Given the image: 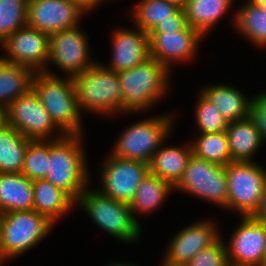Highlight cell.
<instances>
[{
  "instance_id": "1",
  "label": "cell",
  "mask_w": 266,
  "mask_h": 266,
  "mask_svg": "<svg viewBox=\"0 0 266 266\" xmlns=\"http://www.w3.org/2000/svg\"><path fill=\"white\" fill-rule=\"evenodd\" d=\"M84 136L65 135L49 140V169L45 179L66 192L75 202L92 181L83 148Z\"/></svg>"
},
{
  "instance_id": "2",
  "label": "cell",
  "mask_w": 266,
  "mask_h": 266,
  "mask_svg": "<svg viewBox=\"0 0 266 266\" xmlns=\"http://www.w3.org/2000/svg\"><path fill=\"white\" fill-rule=\"evenodd\" d=\"M171 74L165 65L151 57L140 65L119 72L122 111L127 115L146 113L168 95Z\"/></svg>"
},
{
  "instance_id": "3",
  "label": "cell",
  "mask_w": 266,
  "mask_h": 266,
  "mask_svg": "<svg viewBox=\"0 0 266 266\" xmlns=\"http://www.w3.org/2000/svg\"><path fill=\"white\" fill-rule=\"evenodd\" d=\"M32 88L54 124L65 135H85L72 77H60L54 70L46 68L34 73Z\"/></svg>"
},
{
  "instance_id": "4",
  "label": "cell",
  "mask_w": 266,
  "mask_h": 266,
  "mask_svg": "<svg viewBox=\"0 0 266 266\" xmlns=\"http://www.w3.org/2000/svg\"><path fill=\"white\" fill-rule=\"evenodd\" d=\"M97 63L72 77L81 114L89 112L115 117L122 111V93L118 73Z\"/></svg>"
},
{
  "instance_id": "5",
  "label": "cell",
  "mask_w": 266,
  "mask_h": 266,
  "mask_svg": "<svg viewBox=\"0 0 266 266\" xmlns=\"http://www.w3.org/2000/svg\"><path fill=\"white\" fill-rule=\"evenodd\" d=\"M88 186L76 201L95 225L122 243L134 244L143 232L128 203L113 200Z\"/></svg>"
},
{
  "instance_id": "6",
  "label": "cell",
  "mask_w": 266,
  "mask_h": 266,
  "mask_svg": "<svg viewBox=\"0 0 266 266\" xmlns=\"http://www.w3.org/2000/svg\"><path fill=\"white\" fill-rule=\"evenodd\" d=\"M171 114V115H170ZM154 115L129 125L110 149V153L122 159L150 163L153 155L170 139L174 130V113Z\"/></svg>"
},
{
  "instance_id": "7",
  "label": "cell",
  "mask_w": 266,
  "mask_h": 266,
  "mask_svg": "<svg viewBox=\"0 0 266 266\" xmlns=\"http://www.w3.org/2000/svg\"><path fill=\"white\" fill-rule=\"evenodd\" d=\"M54 225L34 209L0 214V246L5 259L18 258L35 248Z\"/></svg>"
},
{
  "instance_id": "8",
  "label": "cell",
  "mask_w": 266,
  "mask_h": 266,
  "mask_svg": "<svg viewBox=\"0 0 266 266\" xmlns=\"http://www.w3.org/2000/svg\"><path fill=\"white\" fill-rule=\"evenodd\" d=\"M225 172L228 186L226 211H236L240 217L253 216L263 195L266 169L255 161H232L225 166Z\"/></svg>"
},
{
  "instance_id": "9",
  "label": "cell",
  "mask_w": 266,
  "mask_h": 266,
  "mask_svg": "<svg viewBox=\"0 0 266 266\" xmlns=\"http://www.w3.org/2000/svg\"><path fill=\"white\" fill-rule=\"evenodd\" d=\"M177 191L188 193L226 210L228 186L225 167L192 154L183 178L174 188V192Z\"/></svg>"
},
{
  "instance_id": "10",
  "label": "cell",
  "mask_w": 266,
  "mask_h": 266,
  "mask_svg": "<svg viewBox=\"0 0 266 266\" xmlns=\"http://www.w3.org/2000/svg\"><path fill=\"white\" fill-rule=\"evenodd\" d=\"M7 113L8 124L29 140H57L65 136L33 88L14 100Z\"/></svg>"
},
{
  "instance_id": "11",
  "label": "cell",
  "mask_w": 266,
  "mask_h": 266,
  "mask_svg": "<svg viewBox=\"0 0 266 266\" xmlns=\"http://www.w3.org/2000/svg\"><path fill=\"white\" fill-rule=\"evenodd\" d=\"M88 43V36L80 25L50 34L47 68L53 64L64 76L70 77L83 73L97 63L91 59Z\"/></svg>"
},
{
  "instance_id": "12",
  "label": "cell",
  "mask_w": 266,
  "mask_h": 266,
  "mask_svg": "<svg viewBox=\"0 0 266 266\" xmlns=\"http://www.w3.org/2000/svg\"><path fill=\"white\" fill-rule=\"evenodd\" d=\"M101 163L98 189L103 195L117 201L130 203L142 179L149 173V164L136 160L106 156Z\"/></svg>"
},
{
  "instance_id": "13",
  "label": "cell",
  "mask_w": 266,
  "mask_h": 266,
  "mask_svg": "<svg viewBox=\"0 0 266 266\" xmlns=\"http://www.w3.org/2000/svg\"><path fill=\"white\" fill-rule=\"evenodd\" d=\"M89 12L78 0H29L27 25L50 35L80 25Z\"/></svg>"
},
{
  "instance_id": "14",
  "label": "cell",
  "mask_w": 266,
  "mask_h": 266,
  "mask_svg": "<svg viewBox=\"0 0 266 266\" xmlns=\"http://www.w3.org/2000/svg\"><path fill=\"white\" fill-rule=\"evenodd\" d=\"M50 35L28 25L18 29L0 44L4 54L3 60L26 66L34 72L47 68L49 59Z\"/></svg>"
},
{
  "instance_id": "15",
  "label": "cell",
  "mask_w": 266,
  "mask_h": 266,
  "mask_svg": "<svg viewBox=\"0 0 266 266\" xmlns=\"http://www.w3.org/2000/svg\"><path fill=\"white\" fill-rule=\"evenodd\" d=\"M214 221L205 218L183 227L170 240L163 260L171 265L185 266L201 250L215 244L222 235Z\"/></svg>"
},
{
  "instance_id": "16",
  "label": "cell",
  "mask_w": 266,
  "mask_h": 266,
  "mask_svg": "<svg viewBox=\"0 0 266 266\" xmlns=\"http://www.w3.org/2000/svg\"><path fill=\"white\" fill-rule=\"evenodd\" d=\"M149 38L150 57L172 71V66L176 63H189L196 58L199 53V44L204 36L198 30L188 26L183 31L149 33Z\"/></svg>"
},
{
  "instance_id": "17",
  "label": "cell",
  "mask_w": 266,
  "mask_h": 266,
  "mask_svg": "<svg viewBox=\"0 0 266 266\" xmlns=\"http://www.w3.org/2000/svg\"><path fill=\"white\" fill-rule=\"evenodd\" d=\"M231 233L227 247L228 260L262 266L266 257V223L253 216H241Z\"/></svg>"
},
{
  "instance_id": "18",
  "label": "cell",
  "mask_w": 266,
  "mask_h": 266,
  "mask_svg": "<svg viewBox=\"0 0 266 266\" xmlns=\"http://www.w3.org/2000/svg\"><path fill=\"white\" fill-rule=\"evenodd\" d=\"M112 30L111 46L112 55L109 64L104 67L117 73L133 68L144 63L150 58V38L147 32L133 26Z\"/></svg>"
},
{
  "instance_id": "19",
  "label": "cell",
  "mask_w": 266,
  "mask_h": 266,
  "mask_svg": "<svg viewBox=\"0 0 266 266\" xmlns=\"http://www.w3.org/2000/svg\"><path fill=\"white\" fill-rule=\"evenodd\" d=\"M166 140L153 155L149 163V172L158 176L175 188L183 178L188 161L193 154L191 143L184 146L165 147Z\"/></svg>"
},
{
  "instance_id": "20",
  "label": "cell",
  "mask_w": 266,
  "mask_h": 266,
  "mask_svg": "<svg viewBox=\"0 0 266 266\" xmlns=\"http://www.w3.org/2000/svg\"><path fill=\"white\" fill-rule=\"evenodd\" d=\"M200 89L201 93L216 106L228 122L248 118L252 98H247L236 86L214 83Z\"/></svg>"
},
{
  "instance_id": "21",
  "label": "cell",
  "mask_w": 266,
  "mask_h": 266,
  "mask_svg": "<svg viewBox=\"0 0 266 266\" xmlns=\"http://www.w3.org/2000/svg\"><path fill=\"white\" fill-rule=\"evenodd\" d=\"M75 205L76 202L66 192L45 178L33 180V209L54 224Z\"/></svg>"
},
{
  "instance_id": "22",
  "label": "cell",
  "mask_w": 266,
  "mask_h": 266,
  "mask_svg": "<svg viewBox=\"0 0 266 266\" xmlns=\"http://www.w3.org/2000/svg\"><path fill=\"white\" fill-rule=\"evenodd\" d=\"M33 210V181L22 173H0V214Z\"/></svg>"
},
{
  "instance_id": "23",
  "label": "cell",
  "mask_w": 266,
  "mask_h": 266,
  "mask_svg": "<svg viewBox=\"0 0 266 266\" xmlns=\"http://www.w3.org/2000/svg\"><path fill=\"white\" fill-rule=\"evenodd\" d=\"M226 133L231 161L253 162V157L265 142L249 117L229 122Z\"/></svg>"
},
{
  "instance_id": "24",
  "label": "cell",
  "mask_w": 266,
  "mask_h": 266,
  "mask_svg": "<svg viewBox=\"0 0 266 266\" xmlns=\"http://www.w3.org/2000/svg\"><path fill=\"white\" fill-rule=\"evenodd\" d=\"M236 0H187L184 6L187 23L198 30L204 37L210 34L214 26L228 11Z\"/></svg>"
},
{
  "instance_id": "25",
  "label": "cell",
  "mask_w": 266,
  "mask_h": 266,
  "mask_svg": "<svg viewBox=\"0 0 266 266\" xmlns=\"http://www.w3.org/2000/svg\"><path fill=\"white\" fill-rule=\"evenodd\" d=\"M174 188L158 176L147 173L137 188L133 200L129 203L135 220L140 224L137 215H148L162 207ZM172 192V193H171Z\"/></svg>"
},
{
  "instance_id": "26",
  "label": "cell",
  "mask_w": 266,
  "mask_h": 266,
  "mask_svg": "<svg viewBox=\"0 0 266 266\" xmlns=\"http://www.w3.org/2000/svg\"><path fill=\"white\" fill-rule=\"evenodd\" d=\"M232 14L231 24L237 32L252 42L253 46L263 48L266 45V9L252 0H245Z\"/></svg>"
},
{
  "instance_id": "27",
  "label": "cell",
  "mask_w": 266,
  "mask_h": 266,
  "mask_svg": "<svg viewBox=\"0 0 266 266\" xmlns=\"http://www.w3.org/2000/svg\"><path fill=\"white\" fill-rule=\"evenodd\" d=\"M34 71L0 57V103L7 107L32 88Z\"/></svg>"
},
{
  "instance_id": "28",
  "label": "cell",
  "mask_w": 266,
  "mask_h": 266,
  "mask_svg": "<svg viewBox=\"0 0 266 266\" xmlns=\"http://www.w3.org/2000/svg\"><path fill=\"white\" fill-rule=\"evenodd\" d=\"M30 141L9 124L0 128V173L22 172Z\"/></svg>"
},
{
  "instance_id": "29",
  "label": "cell",
  "mask_w": 266,
  "mask_h": 266,
  "mask_svg": "<svg viewBox=\"0 0 266 266\" xmlns=\"http://www.w3.org/2000/svg\"><path fill=\"white\" fill-rule=\"evenodd\" d=\"M132 9L134 26L149 34L161 21L169 19L181 8L165 0H139Z\"/></svg>"
},
{
  "instance_id": "30",
  "label": "cell",
  "mask_w": 266,
  "mask_h": 266,
  "mask_svg": "<svg viewBox=\"0 0 266 266\" xmlns=\"http://www.w3.org/2000/svg\"><path fill=\"white\" fill-rule=\"evenodd\" d=\"M198 135L189 141L195 156L223 167L232 162L226 131Z\"/></svg>"
},
{
  "instance_id": "31",
  "label": "cell",
  "mask_w": 266,
  "mask_h": 266,
  "mask_svg": "<svg viewBox=\"0 0 266 266\" xmlns=\"http://www.w3.org/2000/svg\"><path fill=\"white\" fill-rule=\"evenodd\" d=\"M29 0H0V44L28 22Z\"/></svg>"
},
{
  "instance_id": "32",
  "label": "cell",
  "mask_w": 266,
  "mask_h": 266,
  "mask_svg": "<svg viewBox=\"0 0 266 266\" xmlns=\"http://www.w3.org/2000/svg\"><path fill=\"white\" fill-rule=\"evenodd\" d=\"M49 165V140H31L28 144L22 174L30 180L44 179Z\"/></svg>"
},
{
  "instance_id": "33",
  "label": "cell",
  "mask_w": 266,
  "mask_h": 266,
  "mask_svg": "<svg viewBox=\"0 0 266 266\" xmlns=\"http://www.w3.org/2000/svg\"><path fill=\"white\" fill-rule=\"evenodd\" d=\"M198 93L199 96L193 109L195 110V122L200 132L198 134L226 131L229 122L207 97L201 92Z\"/></svg>"
},
{
  "instance_id": "34",
  "label": "cell",
  "mask_w": 266,
  "mask_h": 266,
  "mask_svg": "<svg viewBox=\"0 0 266 266\" xmlns=\"http://www.w3.org/2000/svg\"><path fill=\"white\" fill-rule=\"evenodd\" d=\"M221 238L211 247L201 250L185 266H226L227 247Z\"/></svg>"
},
{
  "instance_id": "35",
  "label": "cell",
  "mask_w": 266,
  "mask_h": 266,
  "mask_svg": "<svg viewBox=\"0 0 266 266\" xmlns=\"http://www.w3.org/2000/svg\"><path fill=\"white\" fill-rule=\"evenodd\" d=\"M248 117L266 143V90L252 96Z\"/></svg>"
},
{
  "instance_id": "36",
  "label": "cell",
  "mask_w": 266,
  "mask_h": 266,
  "mask_svg": "<svg viewBox=\"0 0 266 266\" xmlns=\"http://www.w3.org/2000/svg\"><path fill=\"white\" fill-rule=\"evenodd\" d=\"M188 26L185 10L181 8L176 14L170 15L169 19L161 21L150 33L183 31Z\"/></svg>"
},
{
  "instance_id": "37",
  "label": "cell",
  "mask_w": 266,
  "mask_h": 266,
  "mask_svg": "<svg viewBox=\"0 0 266 266\" xmlns=\"http://www.w3.org/2000/svg\"><path fill=\"white\" fill-rule=\"evenodd\" d=\"M253 217L255 219L259 220L260 222L266 223V182H265L263 195H262V198H261V202H260L259 208L255 212Z\"/></svg>"
},
{
  "instance_id": "38",
  "label": "cell",
  "mask_w": 266,
  "mask_h": 266,
  "mask_svg": "<svg viewBox=\"0 0 266 266\" xmlns=\"http://www.w3.org/2000/svg\"><path fill=\"white\" fill-rule=\"evenodd\" d=\"M8 124L7 106L0 103V128Z\"/></svg>"
},
{
  "instance_id": "39",
  "label": "cell",
  "mask_w": 266,
  "mask_h": 266,
  "mask_svg": "<svg viewBox=\"0 0 266 266\" xmlns=\"http://www.w3.org/2000/svg\"><path fill=\"white\" fill-rule=\"evenodd\" d=\"M83 3L91 12L92 10L99 7L100 4H103L102 1L104 0H78Z\"/></svg>"
},
{
  "instance_id": "40",
  "label": "cell",
  "mask_w": 266,
  "mask_h": 266,
  "mask_svg": "<svg viewBox=\"0 0 266 266\" xmlns=\"http://www.w3.org/2000/svg\"><path fill=\"white\" fill-rule=\"evenodd\" d=\"M107 266H138V265H134L132 262H128L126 263L125 262H112V263H109Z\"/></svg>"
},
{
  "instance_id": "41",
  "label": "cell",
  "mask_w": 266,
  "mask_h": 266,
  "mask_svg": "<svg viewBox=\"0 0 266 266\" xmlns=\"http://www.w3.org/2000/svg\"><path fill=\"white\" fill-rule=\"evenodd\" d=\"M165 1L177 5L180 8H184L187 0H165Z\"/></svg>"
},
{
  "instance_id": "42",
  "label": "cell",
  "mask_w": 266,
  "mask_h": 266,
  "mask_svg": "<svg viewBox=\"0 0 266 266\" xmlns=\"http://www.w3.org/2000/svg\"><path fill=\"white\" fill-rule=\"evenodd\" d=\"M226 266H256V265H252V264H244V263H238V262H234V261H227Z\"/></svg>"
},
{
  "instance_id": "43",
  "label": "cell",
  "mask_w": 266,
  "mask_h": 266,
  "mask_svg": "<svg viewBox=\"0 0 266 266\" xmlns=\"http://www.w3.org/2000/svg\"><path fill=\"white\" fill-rule=\"evenodd\" d=\"M253 2H255L258 6L266 9V0H252Z\"/></svg>"
},
{
  "instance_id": "44",
  "label": "cell",
  "mask_w": 266,
  "mask_h": 266,
  "mask_svg": "<svg viewBox=\"0 0 266 266\" xmlns=\"http://www.w3.org/2000/svg\"><path fill=\"white\" fill-rule=\"evenodd\" d=\"M7 261L2 253L1 246H0V266H4V262Z\"/></svg>"
},
{
  "instance_id": "45",
  "label": "cell",
  "mask_w": 266,
  "mask_h": 266,
  "mask_svg": "<svg viewBox=\"0 0 266 266\" xmlns=\"http://www.w3.org/2000/svg\"><path fill=\"white\" fill-rule=\"evenodd\" d=\"M161 265L160 266H180V265H171V264H168L167 262H165L164 260L161 261Z\"/></svg>"
},
{
  "instance_id": "46",
  "label": "cell",
  "mask_w": 266,
  "mask_h": 266,
  "mask_svg": "<svg viewBox=\"0 0 266 266\" xmlns=\"http://www.w3.org/2000/svg\"><path fill=\"white\" fill-rule=\"evenodd\" d=\"M262 266H266V257H265V260H264V263H263Z\"/></svg>"
}]
</instances>
